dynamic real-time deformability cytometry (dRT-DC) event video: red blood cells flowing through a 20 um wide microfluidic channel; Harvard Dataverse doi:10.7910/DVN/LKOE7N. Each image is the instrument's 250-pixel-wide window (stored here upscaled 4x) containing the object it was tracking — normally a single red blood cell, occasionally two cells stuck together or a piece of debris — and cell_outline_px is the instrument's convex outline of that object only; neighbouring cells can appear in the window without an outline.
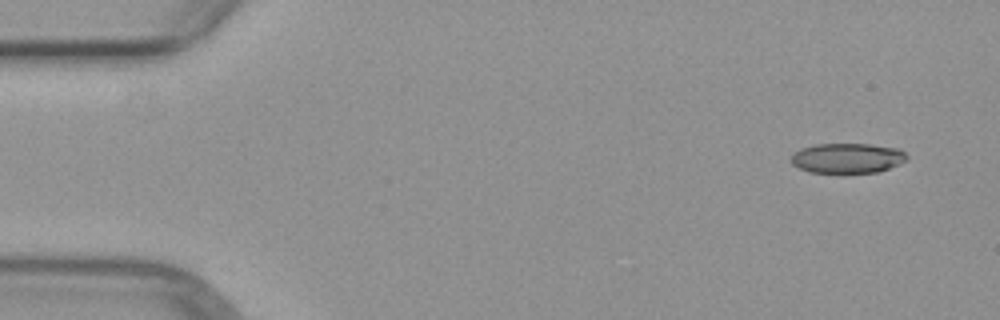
{"species": "common noctule bat (a hibernating species)", "species_latin": "Nyctalus noctula", "temperature_condition": "warm", "stored_images_in_passage": 4, "camera_frame_rate_fps": 3000, "um_per_image_px": 0.085, "animal": {"sex": "female", "body_mass_g": 29.2, "forearm_length_mm": 56.3}, "frame": {"image": 1, "passage_image": 1, "time_ms": 0.0, "image_size_px": [1000, 320], "cell_outline_px": [[908, 160], [888, 168], [876, 172], [812, 172], [800, 168], [792, 164], [788, 160], [800, 148], [816, 144], [868, 144], [900, 148], [908, 156]], "centroid_in_image_um": [72.03, 13.42], "position_along_channel_um": 13.0, "area_um2": 20.11}}